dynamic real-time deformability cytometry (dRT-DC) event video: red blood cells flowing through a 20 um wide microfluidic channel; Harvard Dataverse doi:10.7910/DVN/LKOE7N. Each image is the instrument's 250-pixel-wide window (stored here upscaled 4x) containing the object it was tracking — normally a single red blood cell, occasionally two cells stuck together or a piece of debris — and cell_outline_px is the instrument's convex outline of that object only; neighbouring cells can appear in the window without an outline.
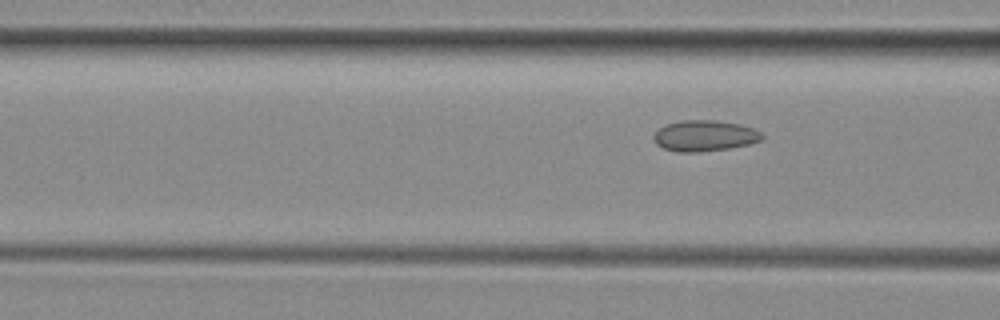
{"species": "common noctule bat (a hibernating species)", "species_latin": "Nyctalus noctula", "temperature_condition": "room temperature", "stored_images_in_passage": 7, "segment_of_instrument_passage": [2, 2], "camera_frame_rate_fps": 3000, "um_per_image_px": 0.085, "animal": {"sex": "female", "body_mass_g": 29.2, "forearm_length_mm": 56.3}, "frame": {"image": 1, "passage_image": 7, "time_ms": 8.333, "image_size_px": [1000, 320], "cell_outline_px": [[764, 136], [760, 140], [748, 144], [728, 148], [700, 152], [676, 152], [664, 148], [656, 144], [652, 136], [664, 124], [680, 120], [716, 120], [740, 124], [752, 128], [760, 132]], "centroid_in_image_um": [59.85, 11.53], "position_along_channel_um": 106.7, "area_um2": 19.54}}